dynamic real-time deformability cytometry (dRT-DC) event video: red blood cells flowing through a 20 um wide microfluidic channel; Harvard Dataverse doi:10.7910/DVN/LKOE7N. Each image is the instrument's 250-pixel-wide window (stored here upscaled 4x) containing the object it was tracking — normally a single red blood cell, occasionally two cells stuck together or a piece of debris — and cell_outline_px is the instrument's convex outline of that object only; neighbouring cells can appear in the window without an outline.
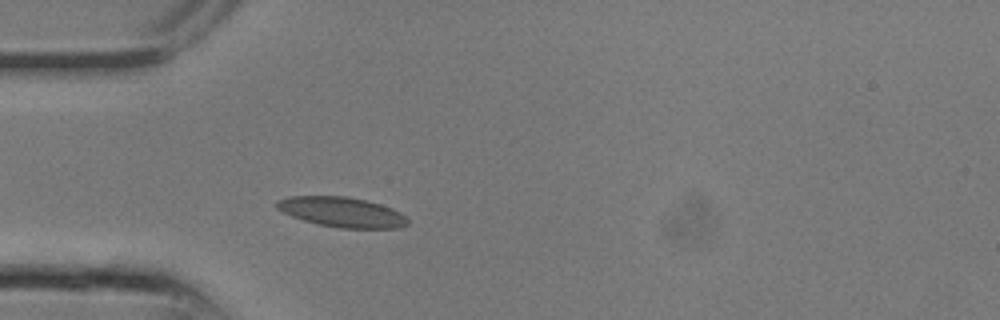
{"species": "common noctule bat (a hibernating species)", "species_latin": "Nyctalus noctula", "temperature_condition": "room temperature", "stored_images_in_passage": 15, "camera_frame_rate_fps": 3000, "um_per_image_px": 0.085, "animal": {"sex": "male", "body_mass_g": 13.3}, "frame": {"image": 1, "passage_image": 4, "time_ms": 1.0, "image_size_px": [1000, 320], "cell_outline_px": [[408, 224], [396, 228], [340, 228], [320, 224], [304, 220], [292, 216], [276, 208], [272, 204], [276, 200], [292, 196], [344, 196], [364, 200], [380, 204], [392, 208], [408, 216]], "centroid_in_image_um": [29.05, 18.02], "position_along_channel_um": 55.9, "area_um2": 22.83}}
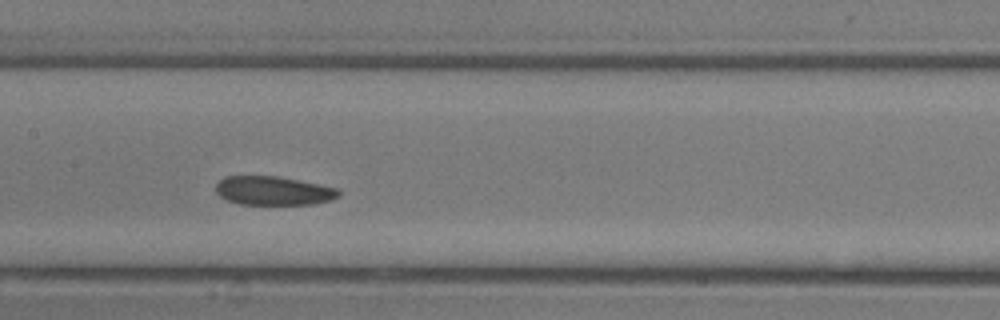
{"frame": {"image": 2, "passage_image": 9, "time_ms": 2.667, "image_size_px": [1000, 320], "cell_outline_px": [[340, 196], [332, 200], [312, 204], [240, 204], [224, 200], [216, 192], [216, 184], [224, 176], [280, 176], [300, 180], [336, 188], [340, 192]], "centroid_in_image_um": [23.22, 16.21], "position_along_channel_um": 184.2, "area_um2": 20.75}}
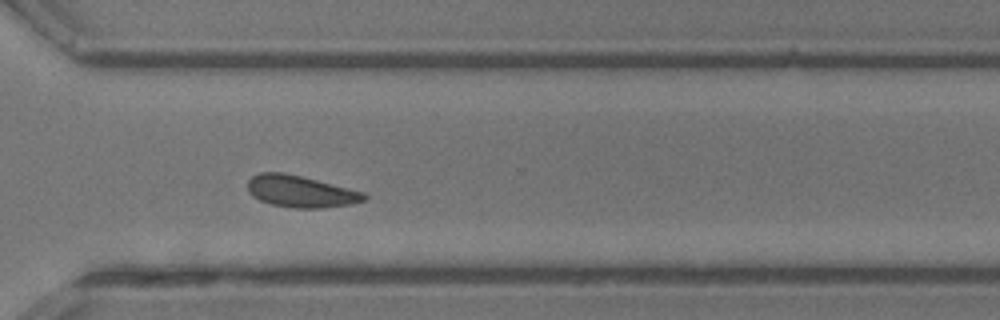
{"frame": {"image": 3, "passage_image": 15, "time_ms": 4.667, "image_size_px": [1000, 320], "cell_outline_px": [[368, 200], [348, 204], [320, 208], [292, 208], [272, 204], [260, 200], [252, 196], [248, 192], [248, 180], [252, 176], [260, 172], [284, 172], [364, 192], [368, 196]], "centroid_in_image_um": [25.54, 16.27], "position_along_channel_um": 345.1, "area_um2": 21.44}}